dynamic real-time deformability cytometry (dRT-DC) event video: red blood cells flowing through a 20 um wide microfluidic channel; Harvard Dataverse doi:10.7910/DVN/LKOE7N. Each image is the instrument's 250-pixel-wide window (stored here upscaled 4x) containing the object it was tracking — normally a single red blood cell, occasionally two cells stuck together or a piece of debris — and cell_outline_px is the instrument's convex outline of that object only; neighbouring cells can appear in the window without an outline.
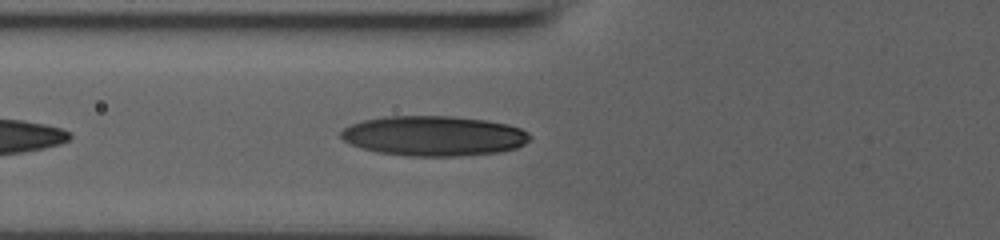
{"species": "human", "species_latin": "Homo sapiens", "temperature_condition": "room temperature", "stored_images_in_passage": 8, "camera_frame_rate_fps": 3000, "um_per_image_px": 0.085, "donor": {"sex": "male"}, "frame": {"image": 1, "passage_image": 4, "time_ms": 1.0, "image_size_px": [1000, 240], "cell_outline_px": [[532, 140], [516, 148], [500, 152], [460, 156], [408, 156], [376, 152], [360, 148], [348, 144], [340, 136], [340, 132], [344, 128], [352, 124], [364, 120], [384, 116], [452, 116], [488, 120], [508, 124], [520, 128], [528, 132], [532, 136]], "centroid_in_image_um": [36.89, 11.55], "position_along_channel_um": 88.9, "area_um2": 44.51}}